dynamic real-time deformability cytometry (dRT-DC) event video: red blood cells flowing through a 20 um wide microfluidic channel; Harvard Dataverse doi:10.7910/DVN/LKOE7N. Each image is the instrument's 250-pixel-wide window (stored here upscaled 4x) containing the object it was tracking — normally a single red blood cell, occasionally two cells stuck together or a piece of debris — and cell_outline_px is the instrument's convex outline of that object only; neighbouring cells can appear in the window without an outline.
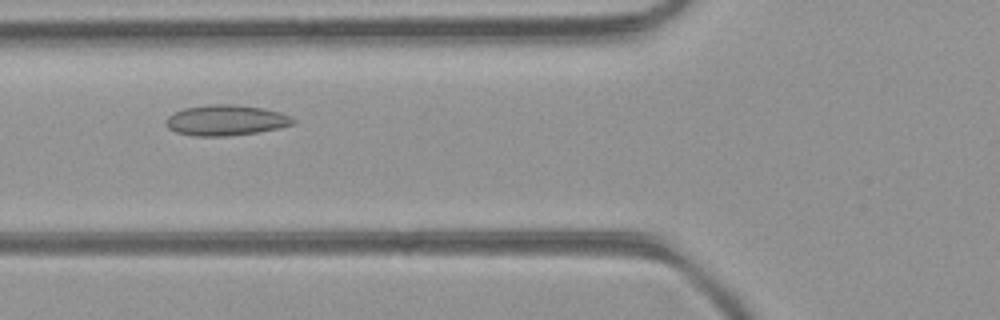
{"species": "common noctule bat (a hibernating species)", "species_latin": "Nyctalus noctula", "temperature_condition": "room temperature", "stored_images_in_passage": 47, "camera_frame_rate_fps": 3000, "um_per_image_px": 0.085, "animal": {"sex": "female", "body_mass_g": 21.9}, "frame": {"image": 1, "passage_image": 14, "time_ms": 4.333, "image_size_px": [1000, 320], "cell_outline_px": [[296, 120], [292, 124], [276, 128], [256, 132], [224, 136], [192, 136], [176, 132], [168, 128], [164, 120], [168, 116], [184, 108], [212, 104], [232, 104], [264, 108], [280, 112]], "centroid_in_image_um": [19.15, 10.22], "position_along_channel_um": 106.6, "area_um2": 22.43}}
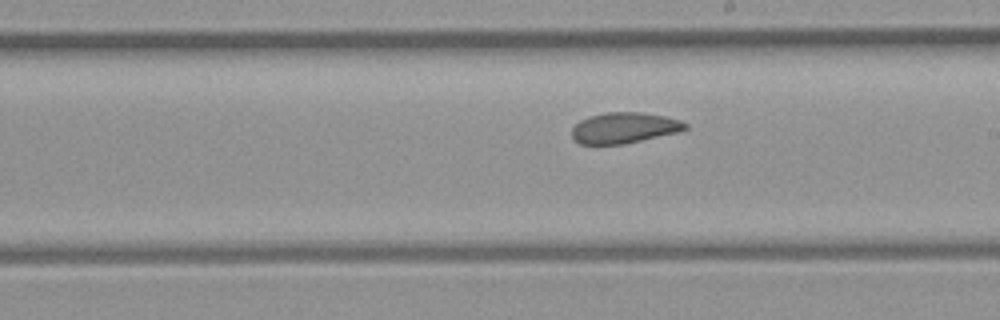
{"frame": {"image": 2, "passage_image": 24, "time_ms": 7.667, "image_size_px": [1000, 320], "cell_outline_px": [[688, 128], [676, 132], [640, 140], [620, 144], [580, 144], [572, 136], [572, 128], [580, 120], [588, 116], [608, 112], [644, 112], [664, 116], [680, 120], [688, 124]], "centroid_in_image_um": [53.04, 10.85], "position_along_channel_um": 236.0, "area_um2": 20.11}}
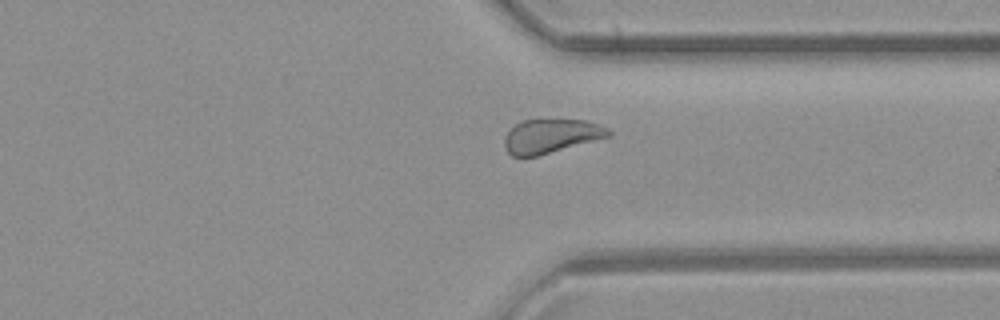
{"frame": {"image": 3, "passage_image": 34, "time_ms": 11.0, "image_size_px": [1000, 320], "cell_outline_px": [[612, 136], [536, 156], [512, 156], [508, 152], [504, 144], [504, 140], [508, 132], [516, 124], [524, 120], [584, 120], [596, 124], [612, 132]], "centroid_in_image_um": [46.83, 11.57], "position_along_channel_um": 364.6, "area_um2": 20.17}, "authors_computed_cell_mechanics": {"area_um2": 22.1374, "velocity_mm_per_s": 3.8716, "shape_relaxation_time_tau1_ms": null, "shape_relaxation_time_tau2_ms": 2.8232, "deformation_change_tau1": null, "deformation_change_tau2": 0.0688}}